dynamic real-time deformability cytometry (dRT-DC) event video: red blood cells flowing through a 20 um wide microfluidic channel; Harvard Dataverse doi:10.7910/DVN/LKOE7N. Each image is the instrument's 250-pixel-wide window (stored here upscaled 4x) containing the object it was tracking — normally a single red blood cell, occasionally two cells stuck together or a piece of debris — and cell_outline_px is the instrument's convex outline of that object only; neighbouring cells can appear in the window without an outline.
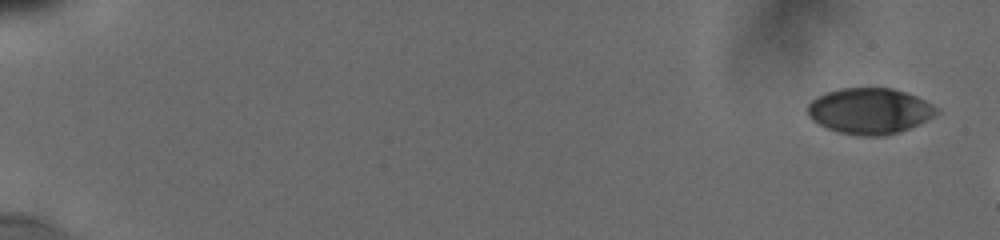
{"species": "human", "species_latin": "Homo sapiens", "temperature_condition": "cold", "stored_images_in_passage": 4, "camera_frame_rate_fps": 3000, "um_per_image_px": 0.085, "donor": {"sex": "male"}, "frame": {"image": 1, "passage_image": 1, "time_ms": 0.0, "image_size_px": [1000, 240], "cell_outline_px": [[940, 112], [900, 132], [884, 136], [860, 136], [840, 132], [828, 128], [812, 120], [808, 116], [808, 104], [816, 96], [824, 92], [840, 88], [892, 88], [916, 96], [932, 104]], "centroid_in_image_um": [73.88, 9.42], "position_along_channel_um": 11.1, "area_um2": 34.28}}